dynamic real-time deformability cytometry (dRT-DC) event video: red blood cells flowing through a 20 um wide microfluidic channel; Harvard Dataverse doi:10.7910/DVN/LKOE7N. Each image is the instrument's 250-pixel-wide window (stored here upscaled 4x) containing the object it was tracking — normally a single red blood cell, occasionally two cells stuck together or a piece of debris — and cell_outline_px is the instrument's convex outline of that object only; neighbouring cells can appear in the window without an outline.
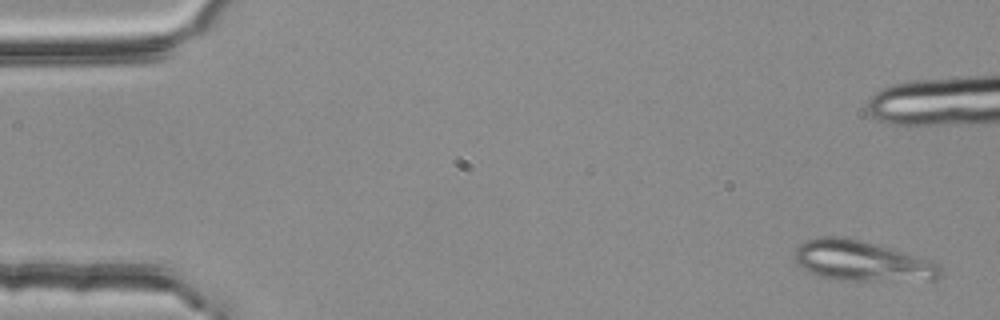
{"species": "common noctule bat (a hibernating species)", "species_latin": "Nyctalus noctula", "temperature_condition": "room temperature", "stored_images_in_passage": 7, "camera_frame_rate_fps": 3000, "um_per_image_px": 0.085, "animal": {"sex": "female", "body_mass_g": 25.1}, "frame": {"image": 1, "passage_image": 1, "time_ms": 0.0, "image_size_px": [1000, 320], "cell_outline_px": [[944, 272], [940, 280], [840, 280], [820, 276], [800, 268], [796, 264], [796, 248], [804, 240], [820, 236], [836, 236], [860, 240], [940, 264]], "centroid_in_image_um": [73.25, 22.2], "position_along_channel_um": 11.8, "area_um2": 33.87}}